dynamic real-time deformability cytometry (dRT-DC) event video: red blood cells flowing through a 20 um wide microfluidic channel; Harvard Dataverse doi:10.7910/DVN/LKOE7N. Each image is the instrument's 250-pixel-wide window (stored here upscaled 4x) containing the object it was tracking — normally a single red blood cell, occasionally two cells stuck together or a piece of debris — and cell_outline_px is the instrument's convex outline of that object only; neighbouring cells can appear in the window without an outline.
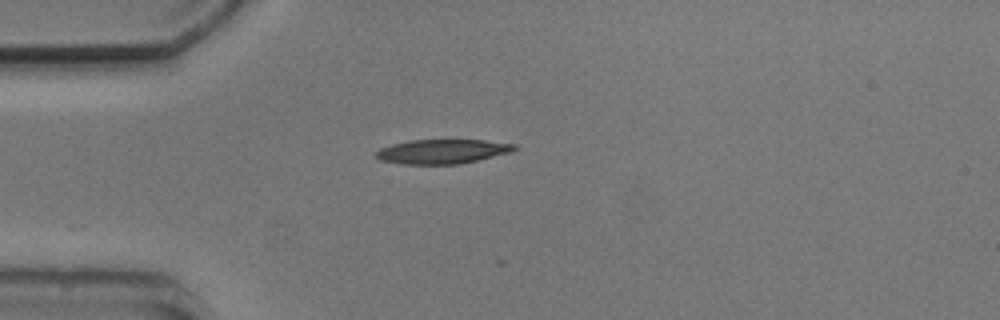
{"species": "common noctule bat (a hibernating species)", "species_latin": "Nyctalus noctula", "temperature_condition": "cold", "stored_images_in_passage": 2, "camera_frame_rate_fps": 3000, "um_per_image_px": 0.085, "animal": {"sex": "male", "body_mass_g": 20.5, "forearm_length_mm": 52.5}, "frame": {"image": 1, "passage_image": 2, "time_ms": 1.0, "image_size_px": [1000, 320], "cell_outline_px": [[520, 148], [512, 152], [460, 164], [400, 164], [380, 160], [376, 156], [376, 152], [380, 148], [392, 144], [408, 140], [484, 140], [516, 144]], "centroid_in_image_um": [37.63, 12.87], "position_along_channel_um": 47.4, "area_um2": 19.77}}